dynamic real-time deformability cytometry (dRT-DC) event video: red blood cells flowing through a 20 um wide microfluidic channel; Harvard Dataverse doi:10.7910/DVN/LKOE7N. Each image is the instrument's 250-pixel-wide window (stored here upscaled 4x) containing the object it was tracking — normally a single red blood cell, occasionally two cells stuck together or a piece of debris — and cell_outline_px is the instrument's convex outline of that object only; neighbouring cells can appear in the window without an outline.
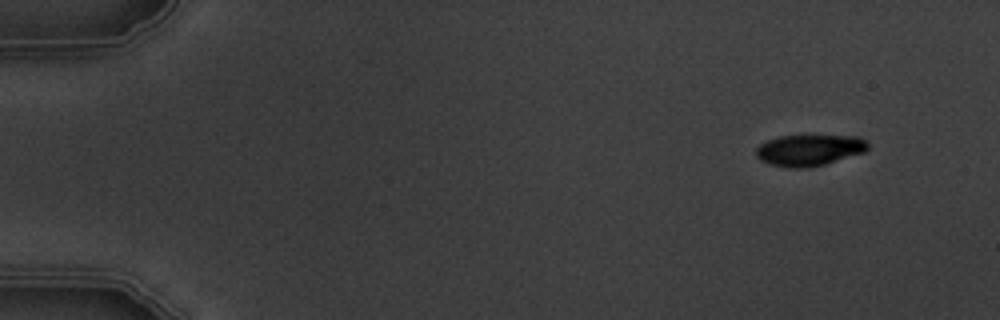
{"species": "common noctule bat (a hibernating species)", "species_latin": "Nyctalus noctula", "temperature_condition": "warm", "stored_images_in_passage": 6, "camera_frame_rate_fps": 3000, "um_per_image_px": 0.085, "animal": {"sex": "male", "body_mass_g": 19.5, "forearm_length_mm": 54.6}, "frame": {"image": 1, "passage_image": 1, "time_ms": 0.0, "image_size_px": [1000, 320], "cell_outline_px": [[868, 148], [864, 152], [824, 164], [808, 168], [788, 168], [768, 164], [760, 160], [756, 156], [756, 148], [760, 144], [768, 140], [780, 136], [860, 136], [868, 144]], "centroid_in_image_um": [68.75, 12.77], "position_along_channel_um": 16.2, "area_um2": 20.29}}
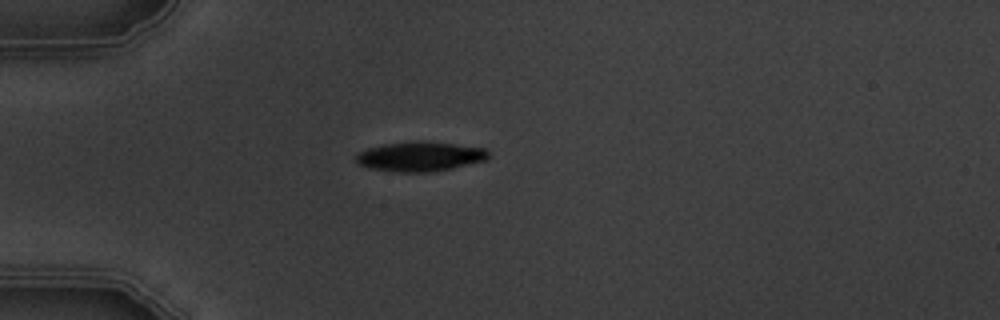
{"frame": {"image": 2, "passage_image": 4, "time_ms": 3.667, "image_size_px": [1000, 320], "cell_outline_px": [[488, 160], [452, 168], [432, 172], [392, 172], [368, 168], [360, 164], [356, 160], [356, 156], [360, 152], [368, 148], [388, 144], [452, 144], [488, 148]], "centroid_in_image_um": [35.74, 13.36], "position_along_channel_um": 49.3, "area_um2": 21.91}}
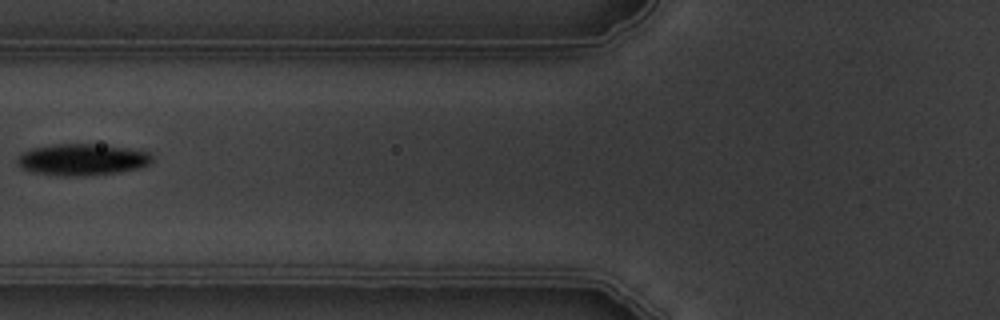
{"frame": {"image": 3, "passage_image": 6, "time_ms": 6.0, "image_size_px": [1000, 320], "cell_outline_px": [[152, 160], [148, 164], [136, 168], [120, 172], [84, 176], [60, 176], [36, 172], [24, 168], [20, 164], [20, 156], [24, 152], [32, 148], [56, 144], [92, 144], [124, 148], [148, 152], [152, 156]], "centroid_in_image_um": [7.02, 13.57], "position_along_channel_um": 118.8, "area_um2": 24.1}}